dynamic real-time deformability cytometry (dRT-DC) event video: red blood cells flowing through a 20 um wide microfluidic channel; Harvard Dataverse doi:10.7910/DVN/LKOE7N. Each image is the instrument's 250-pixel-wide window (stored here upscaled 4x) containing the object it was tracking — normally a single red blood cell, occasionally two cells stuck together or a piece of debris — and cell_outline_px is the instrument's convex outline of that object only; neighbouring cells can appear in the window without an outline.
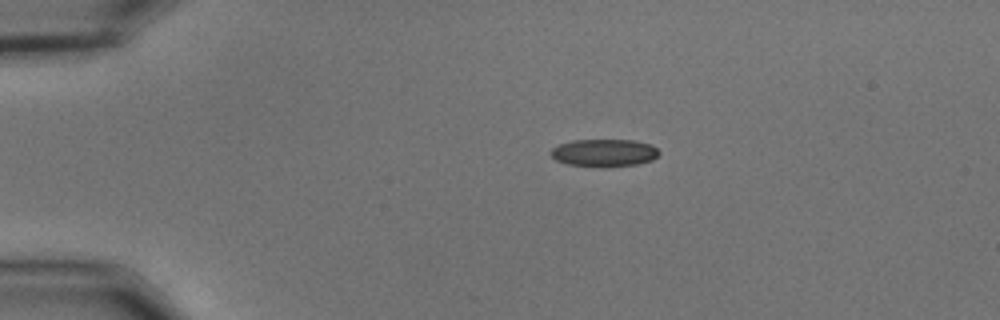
{"species": "common noctule bat (a hibernating species)", "species_latin": "Nyctalus noctula", "temperature_condition": "cold", "stored_images_in_passage": 5, "camera_frame_rate_fps": 3000, "um_per_image_px": 0.085, "animal": {"sex": "male", "body_mass_g": 15.6}, "frame": {"image": 1, "passage_image": 1, "time_ms": 0.0, "image_size_px": [1000, 320], "cell_outline_px": [[660, 152], [652, 160], [636, 164], [600, 168], [568, 164], [556, 160], [548, 152], [552, 148], [560, 144], [572, 140], [632, 140], [652, 144]], "centroid_in_image_um": [51.33, 12.99], "position_along_channel_um": 33.7, "area_um2": 17.51}}